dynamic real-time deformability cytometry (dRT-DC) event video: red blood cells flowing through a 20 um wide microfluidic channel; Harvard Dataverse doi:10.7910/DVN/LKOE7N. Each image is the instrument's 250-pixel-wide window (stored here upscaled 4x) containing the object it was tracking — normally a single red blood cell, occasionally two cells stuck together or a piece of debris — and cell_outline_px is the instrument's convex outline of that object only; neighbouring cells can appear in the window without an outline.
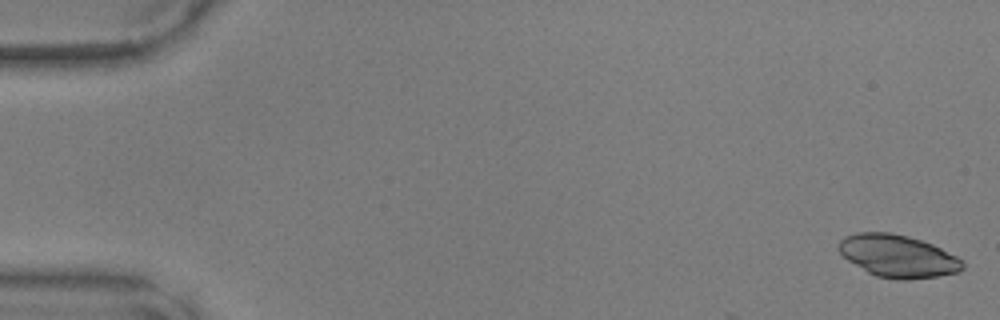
{"species": "common noctule bat (a hibernating species)", "species_latin": "Nyctalus noctula", "temperature_condition": "warm", "stored_images_in_passage": 48, "camera_frame_rate_fps": 3000, "um_per_image_px": 0.085, "animal": {"sex": "male", "body_mass_g": 17.9, "forearm_length_mm": 54.2}, "frame": {"image": 1, "passage_image": 1, "time_ms": 0.0, "image_size_px": [1000, 320], "cell_outline_px": [[964, 268], [960, 272], [936, 276], [908, 280], [896, 280], [876, 276], [868, 272], [848, 260], [840, 252], [840, 240], [844, 236], [856, 232], [892, 232], [908, 236], [932, 244], [964, 260]], "centroid_in_image_um": [76.34, 21.77], "position_along_channel_um": 8.7, "area_um2": 30.63}}